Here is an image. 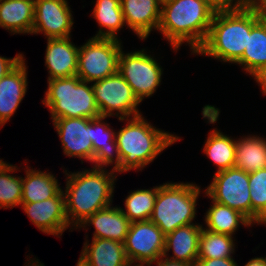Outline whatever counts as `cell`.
<instances>
[{"label": "cell", "instance_id": "cell-5", "mask_svg": "<svg viewBox=\"0 0 266 266\" xmlns=\"http://www.w3.org/2000/svg\"><path fill=\"white\" fill-rule=\"evenodd\" d=\"M47 83L42 103L48 107L52 121L58 118L94 119L101 116L90 82L82 81L75 75L47 80Z\"/></svg>", "mask_w": 266, "mask_h": 266}, {"label": "cell", "instance_id": "cell-31", "mask_svg": "<svg viewBox=\"0 0 266 266\" xmlns=\"http://www.w3.org/2000/svg\"><path fill=\"white\" fill-rule=\"evenodd\" d=\"M19 168L4 162L0 166V208L19 206L22 201V177L11 175Z\"/></svg>", "mask_w": 266, "mask_h": 266}, {"label": "cell", "instance_id": "cell-41", "mask_svg": "<svg viewBox=\"0 0 266 266\" xmlns=\"http://www.w3.org/2000/svg\"><path fill=\"white\" fill-rule=\"evenodd\" d=\"M4 163V161L2 159H0V166Z\"/></svg>", "mask_w": 266, "mask_h": 266}, {"label": "cell", "instance_id": "cell-7", "mask_svg": "<svg viewBox=\"0 0 266 266\" xmlns=\"http://www.w3.org/2000/svg\"><path fill=\"white\" fill-rule=\"evenodd\" d=\"M121 43L113 38H90L79 47L76 75L92 83L117 73Z\"/></svg>", "mask_w": 266, "mask_h": 266}, {"label": "cell", "instance_id": "cell-25", "mask_svg": "<svg viewBox=\"0 0 266 266\" xmlns=\"http://www.w3.org/2000/svg\"><path fill=\"white\" fill-rule=\"evenodd\" d=\"M235 167L247 173L266 168V140L258 135L236 139Z\"/></svg>", "mask_w": 266, "mask_h": 266}, {"label": "cell", "instance_id": "cell-35", "mask_svg": "<svg viewBox=\"0 0 266 266\" xmlns=\"http://www.w3.org/2000/svg\"><path fill=\"white\" fill-rule=\"evenodd\" d=\"M195 266H238L234 258L197 259Z\"/></svg>", "mask_w": 266, "mask_h": 266}, {"label": "cell", "instance_id": "cell-3", "mask_svg": "<svg viewBox=\"0 0 266 266\" xmlns=\"http://www.w3.org/2000/svg\"><path fill=\"white\" fill-rule=\"evenodd\" d=\"M142 114L128 121L126 126L116 132L115 140L121 157V164L115 170L117 174L131 170H141L157 158L163 150L181 139L179 136L157 129L144 119Z\"/></svg>", "mask_w": 266, "mask_h": 266}, {"label": "cell", "instance_id": "cell-23", "mask_svg": "<svg viewBox=\"0 0 266 266\" xmlns=\"http://www.w3.org/2000/svg\"><path fill=\"white\" fill-rule=\"evenodd\" d=\"M26 168L25 178L22 177L21 203H34L54 197L62 188L54 174Z\"/></svg>", "mask_w": 266, "mask_h": 266}, {"label": "cell", "instance_id": "cell-34", "mask_svg": "<svg viewBox=\"0 0 266 266\" xmlns=\"http://www.w3.org/2000/svg\"><path fill=\"white\" fill-rule=\"evenodd\" d=\"M23 59L24 55L22 53L17 54L13 58L0 56V79L13 70Z\"/></svg>", "mask_w": 266, "mask_h": 266}, {"label": "cell", "instance_id": "cell-40", "mask_svg": "<svg viewBox=\"0 0 266 266\" xmlns=\"http://www.w3.org/2000/svg\"><path fill=\"white\" fill-rule=\"evenodd\" d=\"M266 225V213L262 216V218L259 220V222L257 223V225Z\"/></svg>", "mask_w": 266, "mask_h": 266}, {"label": "cell", "instance_id": "cell-39", "mask_svg": "<svg viewBox=\"0 0 266 266\" xmlns=\"http://www.w3.org/2000/svg\"><path fill=\"white\" fill-rule=\"evenodd\" d=\"M245 266H266V257H255L249 260Z\"/></svg>", "mask_w": 266, "mask_h": 266}, {"label": "cell", "instance_id": "cell-15", "mask_svg": "<svg viewBox=\"0 0 266 266\" xmlns=\"http://www.w3.org/2000/svg\"><path fill=\"white\" fill-rule=\"evenodd\" d=\"M162 0H120L125 24L139 39L145 40L158 30Z\"/></svg>", "mask_w": 266, "mask_h": 266}, {"label": "cell", "instance_id": "cell-20", "mask_svg": "<svg viewBox=\"0 0 266 266\" xmlns=\"http://www.w3.org/2000/svg\"><path fill=\"white\" fill-rule=\"evenodd\" d=\"M90 224L95 228L92 238L111 239L124 243L131 222L120 207L110 205L89 216L79 228L86 229Z\"/></svg>", "mask_w": 266, "mask_h": 266}, {"label": "cell", "instance_id": "cell-6", "mask_svg": "<svg viewBox=\"0 0 266 266\" xmlns=\"http://www.w3.org/2000/svg\"><path fill=\"white\" fill-rule=\"evenodd\" d=\"M200 186L195 183L167 182L158 186L150 221L167 235L178 227L192 224L196 217Z\"/></svg>", "mask_w": 266, "mask_h": 266}, {"label": "cell", "instance_id": "cell-14", "mask_svg": "<svg viewBox=\"0 0 266 266\" xmlns=\"http://www.w3.org/2000/svg\"><path fill=\"white\" fill-rule=\"evenodd\" d=\"M30 221L45 234L62 236L70 226L65 213L64 194L61 189L54 197L34 202L21 203Z\"/></svg>", "mask_w": 266, "mask_h": 266}, {"label": "cell", "instance_id": "cell-9", "mask_svg": "<svg viewBox=\"0 0 266 266\" xmlns=\"http://www.w3.org/2000/svg\"><path fill=\"white\" fill-rule=\"evenodd\" d=\"M91 86L101 116L122 119L141 114L138 109L141 102L119 72L92 82Z\"/></svg>", "mask_w": 266, "mask_h": 266}, {"label": "cell", "instance_id": "cell-4", "mask_svg": "<svg viewBox=\"0 0 266 266\" xmlns=\"http://www.w3.org/2000/svg\"><path fill=\"white\" fill-rule=\"evenodd\" d=\"M260 19L252 9L216 10L208 36L195 54L236 64L242 58L251 28Z\"/></svg>", "mask_w": 266, "mask_h": 266}, {"label": "cell", "instance_id": "cell-19", "mask_svg": "<svg viewBox=\"0 0 266 266\" xmlns=\"http://www.w3.org/2000/svg\"><path fill=\"white\" fill-rule=\"evenodd\" d=\"M107 117L99 116L91 119V137L90 140L94 150V167L105 168L114 164L113 170H116L121 164V157L116 144V132L110 128L104 120Z\"/></svg>", "mask_w": 266, "mask_h": 266}, {"label": "cell", "instance_id": "cell-37", "mask_svg": "<svg viewBox=\"0 0 266 266\" xmlns=\"http://www.w3.org/2000/svg\"><path fill=\"white\" fill-rule=\"evenodd\" d=\"M153 263H156V266H193L182 261H173L167 259L164 256L157 258Z\"/></svg>", "mask_w": 266, "mask_h": 266}, {"label": "cell", "instance_id": "cell-16", "mask_svg": "<svg viewBox=\"0 0 266 266\" xmlns=\"http://www.w3.org/2000/svg\"><path fill=\"white\" fill-rule=\"evenodd\" d=\"M27 69L24 58L0 79V129L11 119L26 95Z\"/></svg>", "mask_w": 266, "mask_h": 266}, {"label": "cell", "instance_id": "cell-8", "mask_svg": "<svg viewBox=\"0 0 266 266\" xmlns=\"http://www.w3.org/2000/svg\"><path fill=\"white\" fill-rule=\"evenodd\" d=\"M118 72L132 88L140 102L156 92L161 84L163 69L145 49L124 53L119 56Z\"/></svg>", "mask_w": 266, "mask_h": 266}, {"label": "cell", "instance_id": "cell-36", "mask_svg": "<svg viewBox=\"0 0 266 266\" xmlns=\"http://www.w3.org/2000/svg\"><path fill=\"white\" fill-rule=\"evenodd\" d=\"M251 76L260 85L263 95H266V65L257 69Z\"/></svg>", "mask_w": 266, "mask_h": 266}, {"label": "cell", "instance_id": "cell-33", "mask_svg": "<svg viewBox=\"0 0 266 266\" xmlns=\"http://www.w3.org/2000/svg\"><path fill=\"white\" fill-rule=\"evenodd\" d=\"M216 10H246L251 9L253 0H209Z\"/></svg>", "mask_w": 266, "mask_h": 266}, {"label": "cell", "instance_id": "cell-2", "mask_svg": "<svg viewBox=\"0 0 266 266\" xmlns=\"http://www.w3.org/2000/svg\"><path fill=\"white\" fill-rule=\"evenodd\" d=\"M67 171H63L66 175L65 213L70 227L78 229L89 216L112 205L117 172L94 166L74 173Z\"/></svg>", "mask_w": 266, "mask_h": 266}, {"label": "cell", "instance_id": "cell-24", "mask_svg": "<svg viewBox=\"0 0 266 266\" xmlns=\"http://www.w3.org/2000/svg\"><path fill=\"white\" fill-rule=\"evenodd\" d=\"M206 230L232 236L241 225L252 226L253 223L239 211L212 200V205L205 213Z\"/></svg>", "mask_w": 266, "mask_h": 266}, {"label": "cell", "instance_id": "cell-13", "mask_svg": "<svg viewBox=\"0 0 266 266\" xmlns=\"http://www.w3.org/2000/svg\"><path fill=\"white\" fill-rule=\"evenodd\" d=\"M61 140L63 153L68 157L94 162V150L90 140L91 119L58 118L52 121Z\"/></svg>", "mask_w": 266, "mask_h": 266}, {"label": "cell", "instance_id": "cell-29", "mask_svg": "<svg viewBox=\"0 0 266 266\" xmlns=\"http://www.w3.org/2000/svg\"><path fill=\"white\" fill-rule=\"evenodd\" d=\"M234 237L202 229L199 237L198 259L233 258Z\"/></svg>", "mask_w": 266, "mask_h": 266}, {"label": "cell", "instance_id": "cell-26", "mask_svg": "<svg viewBox=\"0 0 266 266\" xmlns=\"http://www.w3.org/2000/svg\"><path fill=\"white\" fill-rule=\"evenodd\" d=\"M92 16L100 26L96 38L118 39V31L126 26L120 0H96Z\"/></svg>", "mask_w": 266, "mask_h": 266}, {"label": "cell", "instance_id": "cell-21", "mask_svg": "<svg viewBox=\"0 0 266 266\" xmlns=\"http://www.w3.org/2000/svg\"><path fill=\"white\" fill-rule=\"evenodd\" d=\"M80 258L89 266H131L124 243L111 239L92 238L86 240Z\"/></svg>", "mask_w": 266, "mask_h": 266}, {"label": "cell", "instance_id": "cell-38", "mask_svg": "<svg viewBox=\"0 0 266 266\" xmlns=\"http://www.w3.org/2000/svg\"><path fill=\"white\" fill-rule=\"evenodd\" d=\"M251 9L262 19H266V0H253Z\"/></svg>", "mask_w": 266, "mask_h": 266}, {"label": "cell", "instance_id": "cell-1", "mask_svg": "<svg viewBox=\"0 0 266 266\" xmlns=\"http://www.w3.org/2000/svg\"><path fill=\"white\" fill-rule=\"evenodd\" d=\"M215 12L209 0H162L158 31L173 50L186 42L195 54L208 36Z\"/></svg>", "mask_w": 266, "mask_h": 266}, {"label": "cell", "instance_id": "cell-22", "mask_svg": "<svg viewBox=\"0 0 266 266\" xmlns=\"http://www.w3.org/2000/svg\"><path fill=\"white\" fill-rule=\"evenodd\" d=\"M35 0H0V27L11 34H32Z\"/></svg>", "mask_w": 266, "mask_h": 266}, {"label": "cell", "instance_id": "cell-10", "mask_svg": "<svg viewBox=\"0 0 266 266\" xmlns=\"http://www.w3.org/2000/svg\"><path fill=\"white\" fill-rule=\"evenodd\" d=\"M249 173L236 167L216 172L204 193L215 202L235 209L251 221Z\"/></svg>", "mask_w": 266, "mask_h": 266}, {"label": "cell", "instance_id": "cell-11", "mask_svg": "<svg viewBox=\"0 0 266 266\" xmlns=\"http://www.w3.org/2000/svg\"><path fill=\"white\" fill-rule=\"evenodd\" d=\"M166 235L150 220L132 222L124 241L127 259L131 266H151L163 256Z\"/></svg>", "mask_w": 266, "mask_h": 266}, {"label": "cell", "instance_id": "cell-12", "mask_svg": "<svg viewBox=\"0 0 266 266\" xmlns=\"http://www.w3.org/2000/svg\"><path fill=\"white\" fill-rule=\"evenodd\" d=\"M67 0H35L32 34L47 39L71 37L74 18Z\"/></svg>", "mask_w": 266, "mask_h": 266}, {"label": "cell", "instance_id": "cell-17", "mask_svg": "<svg viewBox=\"0 0 266 266\" xmlns=\"http://www.w3.org/2000/svg\"><path fill=\"white\" fill-rule=\"evenodd\" d=\"M71 37L47 39L45 66L48 80L72 77L77 74L79 47L70 41Z\"/></svg>", "mask_w": 266, "mask_h": 266}, {"label": "cell", "instance_id": "cell-18", "mask_svg": "<svg viewBox=\"0 0 266 266\" xmlns=\"http://www.w3.org/2000/svg\"><path fill=\"white\" fill-rule=\"evenodd\" d=\"M203 226L192 223L178 227L166 235L163 256L173 261H182L195 266L198 259L199 237ZM173 251L169 257L168 252Z\"/></svg>", "mask_w": 266, "mask_h": 266}, {"label": "cell", "instance_id": "cell-32", "mask_svg": "<svg viewBox=\"0 0 266 266\" xmlns=\"http://www.w3.org/2000/svg\"><path fill=\"white\" fill-rule=\"evenodd\" d=\"M251 222L257 224L266 213V168L249 173Z\"/></svg>", "mask_w": 266, "mask_h": 266}, {"label": "cell", "instance_id": "cell-28", "mask_svg": "<svg viewBox=\"0 0 266 266\" xmlns=\"http://www.w3.org/2000/svg\"><path fill=\"white\" fill-rule=\"evenodd\" d=\"M203 152L218 167L217 172L235 167L236 140L220 130H210Z\"/></svg>", "mask_w": 266, "mask_h": 266}, {"label": "cell", "instance_id": "cell-30", "mask_svg": "<svg viewBox=\"0 0 266 266\" xmlns=\"http://www.w3.org/2000/svg\"><path fill=\"white\" fill-rule=\"evenodd\" d=\"M158 186L151 189H137L129 192L125 199V208L120 210L130 220V222H138L149 220L157 197Z\"/></svg>", "mask_w": 266, "mask_h": 266}, {"label": "cell", "instance_id": "cell-27", "mask_svg": "<svg viewBox=\"0 0 266 266\" xmlns=\"http://www.w3.org/2000/svg\"><path fill=\"white\" fill-rule=\"evenodd\" d=\"M236 64L241 65L249 75L266 65V19L261 18L251 28L247 46Z\"/></svg>", "mask_w": 266, "mask_h": 266}]
</instances>
